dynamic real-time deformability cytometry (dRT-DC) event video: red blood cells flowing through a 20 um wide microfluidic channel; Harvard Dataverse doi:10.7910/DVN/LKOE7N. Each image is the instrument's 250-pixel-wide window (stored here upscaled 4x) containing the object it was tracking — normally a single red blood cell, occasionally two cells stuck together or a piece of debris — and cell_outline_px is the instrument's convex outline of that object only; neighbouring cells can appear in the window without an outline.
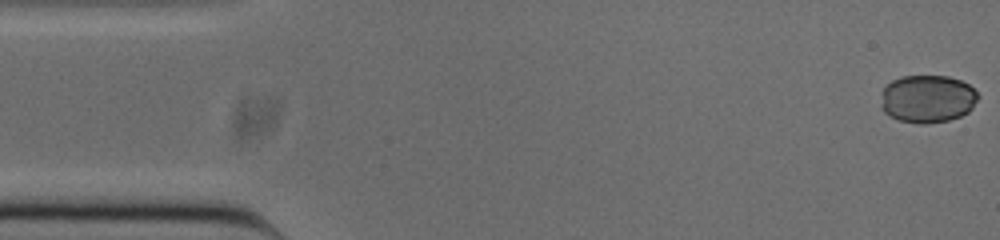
{"species": "common noctule bat (a hibernating species)", "species_latin": "Nyctalus noctula", "temperature_condition": "cold", "stored_images_in_passage": 14, "camera_frame_rate_fps": 3000, "um_per_image_px": 0.085, "animal": {"sex": "male", "body_mass_g": 20.0, "forearm_length_mm": 53.3}, "frame": {"image": 1, "passage_image": 1, "time_ms": 0.0, "image_size_px": [1000, 240], "cell_outline_px": [[980, 96], [972, 108], [968, 112], [960, 116], [948, 120], [928, 124], [920, 124], [900, 120], [888, 116], [880, 108], [880, 104], [884, 88], [892, 80], [904, 76], [948, 76], [960, 80], [968, 84]], "centroid_in_image_um": [78.83, 8.41], "position_along_channel_um": 6.2, "area_um2": 27.17}}
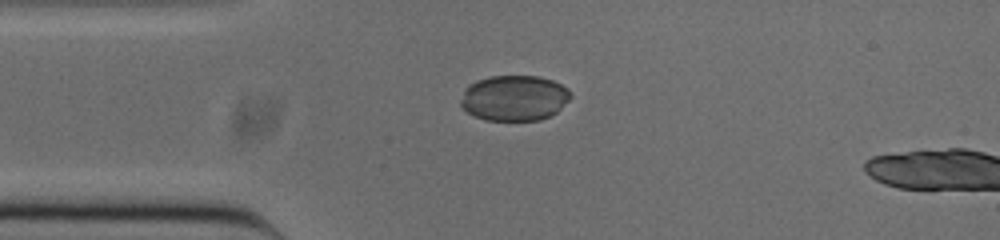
{"frame": {"image": 2, "passage_image": 12, "time_ms": 3.667, "image_size_px": [1000, 240], "cell_outline_px": [[572, 96], [556, 112], [540, 120], [484, 120], [468, 112], [460, 104], [460, 100], [464, 88], [468, 84], [476, 80], [492, 76], [540, 76], [552, 80], [568, 88]], "centroid_in_image_um": [43.69, 8.32], "position_along_channel_um": 41.3, "area_um2": 29.19}}